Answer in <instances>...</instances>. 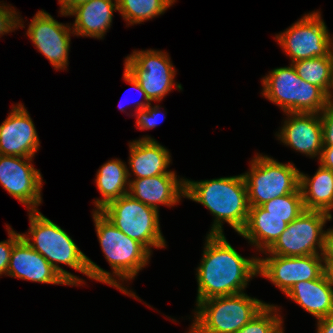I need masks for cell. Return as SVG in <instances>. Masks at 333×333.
<instances>
[{
    "instance_id": "9a60e30c",
    "label": "cell",
    "mask_w": 333,
    "mask_h": 333,
    "mask_svg": "<svg viewBox=\"0 0 333 333\" xmlns=\"http://www.w3.org/2000/svg\"><path fill=\"white\" fill-rule=\"evenodd\" d=\"M39 145L29 113L18 104L0 125V155L33 157Z\"/></svg>"
},
{
    "instance_id": "7402d4cb",
    "label": "cell",
    "mask_w": 333,
    "mask_h": 333,
    "mask_svg": "<svg viewBox=\"0 0 333 333\" xmlns=\"http://www.w3.org/2000/svg\"><path fill=\"white\" fill-rule=\"evenodd\" d=\"M286 295L318 320L333 315V288L320 278L296 283Z\"/></svg>"
},
{
    "instance_id": "83f0119b",
    "label": "cell",
    "mask_w": 333,
    "mask_h": 333,
    "mask_svg": "<svg viewBox=\"0 0 333 333\" xmlns=\"http://www.w3.org/2000/svg\"><path fill=\"white\" fill-rule=\"evenodd\" d=\"M274 310H277L275 306L267 304L237 333H283L281 319L278 315L271 313L275 312Z\"/></svg>"
},
{
    "instance_id": "d6a6232c",
    "label": "cell",
    "mask_w": 333,
    "mask_h": 333,
    "mask_svg": "<svg viewBox=\"0 0 333 333\" xmlns=\"http://www.w3.org/2000/svg\"><path fill=\"white\" fill-rule=\"evenodd\" d=\"M123 75H124V79L127 82H129L132 86H134L140 92V94L144 96V100L147 101V102H138L137 101L135 107H137V106L138 107L136 108L137 109L136 111L145 109L147 106L151 105L150 100L147 98V95L141 88L140 84L126 70H124ZM119 109L123 111L124 110L123 105L121 106V104H120Z\"/></svg>"
},
{
    "instance_id": "484cf974",
    "label": "cell",
    "mask_w": 333,
    "mask_h": 333,
    "mask_svg": "<svg viewBox=\"0 0 333 333\" xmlns=\"http://www.w3.org/2000/svg\"><path fill=\"white\" fill-rule=\"evenodd\" d=\"M172 4L171 0H117L118 11L130 24L152 19Z\"/></svg>"
},
{
    "instance_id": "8d00e7d4",
    "label": "cell",
    "mask_w": 333,
    "mask_h": 333,
    "mask_svg": "<svg viewBox=\"0 0 333 333\" xmlns=\"http://www.w3.org/2000/svg\"><path fill=\"white\" fill-rule=\"evenodd\" d=\"M323 265V275L327 281V284L333 288V263L324 262Z\"/></svg>"
},
{
    "instance_id": "ffe728a7",
    "label": "cell",
    "mask_w": 333,
    "mask_h": 333,
    "mask_svg": "<svg viewBox=\"0 0 333 333\" xmlns=\"http://www.w3.org/2000/svg\"><path fill=\"white\" fill-rule=\"evenodd\" d=\"M89 0L73 9L68 15H76L72 33L103 38L111 26L113 11L118 10L117 0ZM116 3V4H115Z\"/></svg>"
},
{
    "instance_id": "ba28073f",
    "label": "cell",
    "mask_w": 333,
    "mask_h": 333,
    "mask_svg": "<svg viewBox=\"0 0 333 333\" xmlns=\"http://www.w3.org/2000/svg\"><path fill=\"white\" fill-rule=\"evenodd\" d=\"M93 218L99 243L113 273L123 279H133L147 264L150 252L139 242L115 227L100 211Z\"/></svg>"
},
{
    "instance_id": "2e32d148",
    "label": "cell",
    "mask_w": 333,
    "mask_h": 333,
    "mask_svg": "<svg viewBox=\"0 0 333 333\" xmlns=\"http://www.w3.org/2000/svg\"><path fill=\"white\" fill-rule=\"evenodd\" d=\"M7 274L33 282L69 285L53 266L22 237L13 246Z\"/></svg>"
},
{
    "instance_id": "d6986e66",
    "label": "cell",
    "mask_w": 333,
    "mask_h": 333,
    "mask_svg": "<svg viewBox=\"0 0 333 333\" xmlns=\"http://www.w3.org/2000/svg\"><path fill=\"white\" fill-rule=\"evenodd\" d=\"M129 164L134 175L139 178L152 177L162 174H175L166 171L170 163L169 151L155 139L145 137L130 143Z\"/></svg>"
},
{
    "instance_id": "e0dca14e",
    "label": "cell",
    "mask_w": 333,
    "mask_h": 333,
    "mask_svg": "<svg viewBox=\"0 0 333 333\" xmlns=\"http://www.w3.org/2000/svg\"><path fill=\"white\" fill-rule=\"evenodd\" d=\"M291 115L278 138L306 155L321 156L323 149L322 122L318 113H287Z\"/></svg>"
},
{
    "instance_id": "836d02e7",
    "label": "cell",
    "mask_w": 333,
    "mask_h": 333,
    "mask_svg": "<svg viewBox=\"0 0 333 333\" xmlns=\"http://www.w3.org/2000/svg\"><path fill=\"white\" fill-rule=\"evenodd\" d=\"M322 257L323 262L333 263V229H329L326 233L325 246Z\"/></svg>"
},
{
    "instance_id": "9c48e42d",
    "label": "cell",
    "mask_w": 333,
    "mask_h": 333,
    "mask_svg": "<svg viewBox=\"0 0 333 333\" xmlns=\"http://www.w3.org/2000/svg\"><path fill=\"white\" fill-rule=\"evenodd\" d=\"M331 219V214L305 210L287 225L267 251L279 256H308L319 254L316 250L317 244L323 255L327 231L322 229L326 221Z\"/></svg>"
},
{
    "instance_id": "52a82bcc",
    "label": "cell",
    "mask_w": 333,
    "mask_h": 333,
    "mask_svg": "<svg viewBox=\"0 0 333 333\" xmlns=\"http://www.w3.org/2000/svg\"><path fill=\"white\" fill-rule=\"evenodd\" d=\"M243 177L250 207L294 193L300 185V172L293 164H282L261 155L252 160L251 171Z\"/></svg>"
},
{
    "instance_id": "8992f818",
    "label": "cell",
    "mask_w": 333,
    "mask_h": 333,
    "mask_svg": "<svg viewBox=\"0 0 333 333\" xmlns=\"http://www.w3.org/2000/svg\"><path fill=\"white\" fill-rule=\"evenodd\" d=\"M100 212L120 231L141 243L150 253V246L165 247L159 227V211L125 194L111 201Z\"/></svg>"
},
{
    "instance_id": "30bf717a",
    "label": "cell",
    "mask_w": 333,
    "mask_h": 333,
    "mask_svg": "<svg viewBox=\"0 0 333 333\" xmlns=\"http://www.w3.org/2000/svg\"><path fill=\"white\" fill-rule=\"evenodd\" d=\"M276 39L292 58V63L328 56L333 49L330 34L319 12L305 15L285 32L277 35Z\"/></svg>"
},
{
    "instance_id": "6da1fadb",
    "label": "cell",
    "mask_w": 333,
    "mask_h": 333,
    "mask_svg": "<svg viewBox=\"0 0 333 333\" xmlns=\"http://www.w3.org/2000/svg\"><path fill=\"white\" fill-rule=\"evenodd\" d=\"M197 271V304L213 297L242 293L249 279L258 274L259 258L242 257L224 234H208Z\"/></svg>"
},
{
    "instance_id": "cb8c5ba5",
    "label": "cell",
    "mask_w": 333,
    "mask_h": 333,
    "mask_svg": "<svg viewBox=\"0 0 333 333\" xmlns=\"http://www.w3.org/2000/svg\"><path fill=\"white\" fill-rule=\"evenodd\" d=\"M127 166L120 160H111L105 163L99 169L96 177L97 188L104 197L97 199L96 211H100L111 201L119 199L129 191L125 189L128 177L130 175Z\"/></svg>"
},
{
    "instance_id": "f546056e",
    "label": "cell",
    "mask_w": 333,
    "mask_h": 333,
    "mask_svg": "<svg viewBox=\"0 0 333 333\" xmlns=\"http://www.w3.org/2000/svg\"><path fill=\"white\" fill-rule=\"evenodd\" d=\"M159 106L151 107L150 105L147 106L145 109L138 110L137 115V122L136 126L139 129H151L159 124Z\"/></svg>"
},
{
    "instance_id": "7c38bea8",
    "label": "cell",
    "mask_w": 333,
    "mask_h": 333,
    "mask_svg": "<svg viewBox=\"0 0 333 333\" xmlns=\"http://www.w3.org/2000/svg\"><path fill=\"white\" fill-rule=\"evenodd\" d=\"M259 259L258 273L268 278L285 294L298 282L310 281L323 275V258L308 256H279Z\"/></svg>"
},
{
    "instance_id": "ac0fdd59",
    "label": "cell",
    "mask_w": 333,
    "mask_h": 333,
    "mask_svg": "<svg viewBox=\"0 0 333 333\" xmlns=\"http://www.w3.org/2000/svg\"><path fill=\"white\" fill-rule=\"evenodd\" d=\"M176 177L175 174H162L129 181L131 192L128 194L156 210L159 204L175 205L185 196V181H178Z\"/></svg>"
},
{
    "instance_id": "e575fe53",
    "label": "cell",
    "mask_w": 333,
    "mask_h": 333,
    "mask_svg": "<svg viewBox=\"0 0 333 333\" xmlns=\"http://www.w3.org/2000/svg\"><path fill=\"white\" fill-rule=\"evenodd\" d=\"M319 159L323 167L333 171V146H323Z\"/></svg>"
},
{
    "instance_id": "44dd1931",
    "label": "cell",
    "mask_w": 333,
    "mask_h": 333,
    "mask_svg": "<svg viewBox=\"0 0 333 333\" xmlns=\"http://www.w3.org/2000/svg\"><path fill=\"white\" fill-rule=\"evenodd\" d=\"M287 225L288 217L270 215L262 206H254L249 208L247 223L239 234L257 248L266 251L285 231Z\"/></svg>"
},
{
    "instance_id": "603a6c76",
    "label": "cell",
    "mask_w": 333,
    "mask_h": 333,
    "mask_svg": "<svg viewBox=\"0 0 333 333\" xmlns=\"http://www.w3.org/2000/svg\"><path fill=\"white\" fill-rule=\"evenodd\" d=\"M299 188L305 210L330 214L333 209V171L331 169L320 164L312 178L300 172Z\"/></svg>"
},
{
    "instance_id": "f1b7e54d",
    "label": "cell",
    "mask_w": 333,
    "mask_h": 333,
    "mask_svg": "<svg viewBox=\"0 0 333 333\" xmlns=\"http://www.w3.org/2000/svg\"><path fill=\"white\" fill-rule=\"evenodd\" d=\"M9 240L0 242V275L7 274L9 260L14 244L21 238V234L8 228Z\"/></svg>"
},
{
    "instance_id": "4316f807",
    "label": "cell",
    "mask_w": 333,
    "mask_h": 333,
    "mask_svg": "<svg viewBox=\"0 0 333 333\" xmlns=\"http://www.w3.org/2000/svg\"><path fill=\"white\" fill-rule=\"evenodd\" d=\"M261 206L270 215L288 217V224L305 211L300 188L294 193L274 198Z\"/></svg>"
},
{
    "instance_id": "5bb4252c",
    "label": "cell",
    "mask_w": 333,
    "mask_h": 333,
    "mask_svg": "<svg viewBox=\"0 0 333 333\" xmlns=\"http://www.w3.org/2000/svg\"><path fill=\"white\" fill-rule=\"evenodd\" d=\"M68 27L43 10L34 16L26 33L55 69L68 65L71 31Z\"/></svg>"
},
{
    "instance_id": "4fadbf2b",
    "label": "cell",
    "mask_w": 333,
    "mask_h": 333,
    "mask_svg": "<svg viewBox=\"0 0 333 333\" xmlns=\"http://www.w3.org/2000/svg\"><path fill=\"white\" fill-rule=\"evenodd\" d=\"M31 160L32 157L0 155V183L10 195L27 205L29 211H37L36 206L41 203L42 176L40 170L29 163Z\"/></svg>"
},
{
    "instance_id": "1f68e13d",
    "label": "cell",
    "mask_w": 333,
    "mask_h": 333,
    "mask_svg": "<svg viewBox=\"0 0 333 333\" xmlns=\"http://www.w3.org/2000/svg\"><path fill=\"white\" fill-rule=\"evenodd\" d=\"M16 15V11L12 10V8L8 9L5 5L0 6V35L15 30L14 28L21 25L18 19L20 17Z\"/></svg>"
},
{
    "instance_id": "277c9868",
    "label": "cell",
    "mask_w": 333,
    "mask_h": 333,
    "mask_svg": "<svg viewBox=\"0 0 333 333\" xmlns=\"http://www.w3.org/2000/svg\"><path fill=\"white\" fill-rule=\"evenodd\" d=\"M266 305L245 293L200 301L190 333H237Z\"/></svg>"
},
{
    "instance_id": "74e56055",
    "label": "cell",
    "mask_w": 333,
    "mask_h": 333,
    "mask_svg": "<svg viewBox=\"0 0 333 333\" xmlns=\"http://www.w3.org/2000/svg\"><path fill=\"white\" fill-rule=\"evenodd\" d=\"M89 0H67V15L76 7L85 4Z\"/></svg>"
},
{
    "instance_id": "5b68a950",
    "label": "cell",
    "mask_w": 333,
    "mask_h": 333,
    "mask_svg": "<svg viewBox=\"0 0 333 333\" xmlns=\"http://www.w3.org/2000/svg\"><path fill=\"white\" fill-rule=\"evenodd\" d=\"M263 96L286 113H321L329 96L318 86L302 80L293 65L272 70L263 78Z\"/></svg>"
},
{
    "instance_id": "3957f363",
    "label": "cell",
    "mask_w": 333,
    "mask_h": 333,
    "mask_svg": "<svg viewBox=\"0 0 333 333\" xmlns=\"http://www.w3.org/2000/svg\"><path fill=\"white\" fill-rule=\"evenodd\" d=\"M184 181V197L203 204L216 218L209 234L222 235V221L238 233L244 229L250 206L243 175L200 182Z\"/></svg>"
},
{
    "instance_id": "4dcf8cb0",
    "label": "cell",
    "mask_w": 333,
    "mask_h": 333,
    "mask_svg": "<svg viewBox=\"0 0 333 333\" xmlns=\"http://www.w3.org/2000/svg\"><path fill=\"white\" fill-rule=\"evenodd\" d=\"M323 146H333V102H330L322 111Z\"/></svg>"
},
{
    "instance_id": "8fae6325",
    "label": "cell",
    "mask_w": 333,
    "mask_h": 333,
    "mask_svg": "<svg viewBox=\"0 0 333 333\" xmlns=\"http://www.w3.org/2000/svg\"><path fill=\"white\" fill-rule=\"evenodd\" d=\"M125 70L140 84L150 101H161L174 86L175 69L162 51H135L125 60Z\"/></svg>"
},
{
    "instance_id": "d4e9b609",
    "label": "cell",
    "mask_w": 333,
    "mask_h": 333,
    "mask_svg": "<svg viewBox=\"0 0 333 333\" xmlns=\"http://www.w3.org/2000/svg\"><path fill=\"white\" fill-rule=\"evenodd\" d=\"M298 76L313 85L320 87L332 101V94L329 90L333 84V55L303 59L292 63Z\"/></svg>"
},
{
    "instance_id": "d590c367",
    "label": "cell",
    "mask_w": 333,
    "mask_h": 333,
    "mask_svg": "<svg viewBox=\"0 0 333 333\" xmlns=\"http://www.w3.org/2000/svg\"><path fill=\"white\" fill-rule=\"evenodd\" d=\"M317 333H333V315L318 320Z\"/></svg>"
},
{
    "instance_id": "7a4b0ae2",
    "label": "cell",
    "mask_w": 333,
    "mask_h": 333,
    "mask_svg": "<svg viewBox=\"0 0 333 333\" xmlns=\"http://www.w3.org/2000/svg\"><path fill=\"white\" fill-rule=\"evenodd\" d=\"M30 234L34 242H30L31 238L25 234L21 237L37 252H39L53 268L69 283V285L81 284L82 280L63 270L56 263H63L75 270L84 273L89 278L112 285L125 294L134 296L127 289L120 286L121 284L112 278L111 274L93 261H91L74 243L70 236L61 229L60 226L53 223L42 213L30 211Z\"/></svg>"
},
{
    "instance_id": "f35d334b",
    "label": "cell",
    "mask_w": 333,
    "mask_h": 333,
    "mask_svg": "<svg viewBox=\"0 0 333 333\" xmlns=\"http://www.w3.org/2000/svg\"><path fill=\"white\" fill-rule=\"evenodd\" d=\"M61 4V15H67V0H58Z\"/></svg>"
}]
</instances>
